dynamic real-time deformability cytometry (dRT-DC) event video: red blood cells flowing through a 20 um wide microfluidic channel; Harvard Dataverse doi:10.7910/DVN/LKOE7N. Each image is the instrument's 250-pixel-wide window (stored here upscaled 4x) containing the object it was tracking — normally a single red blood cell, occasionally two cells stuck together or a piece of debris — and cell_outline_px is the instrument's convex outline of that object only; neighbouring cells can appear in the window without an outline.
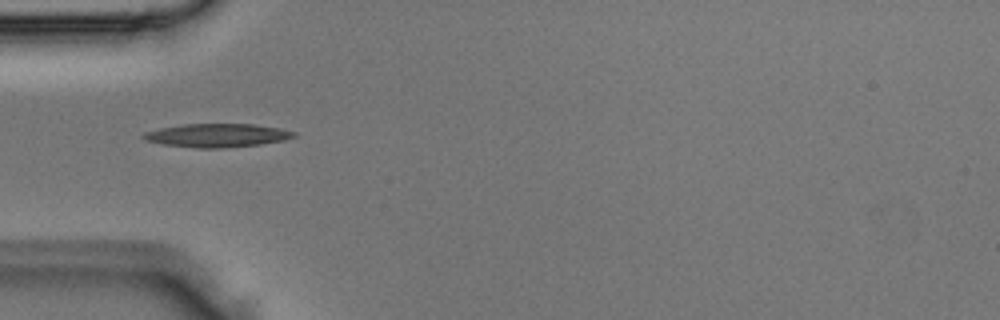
{"species": "Egyptian fruit bat (a non-hibernating species)", "species_latin": "Rousettus aegyptiacus", "temperature_condition": "room temperature", "stored_images_in_passage": 3, "camera_frame_rate_fps": 3000, "um_per_image_px": 0.085, "animal": {"sex": "male"}, "frame": {"image": 1, "passage_image": 3, "time_ms": 0.667, "image_size_px": [1000, 320], "cell_outline_px": [[296, 136], [284, 140], [260, 144], [224, 148], [196, 148], [164, 144], [148, 140], [140, 136], [144, 132], [160, 128], [184, 124], [252, 124], [280, 128], [296, 132]], "centroid_in_image_um": [18.47, 11.5], "position_along_channel_um": 66.5, "area_um2": 20.46}}